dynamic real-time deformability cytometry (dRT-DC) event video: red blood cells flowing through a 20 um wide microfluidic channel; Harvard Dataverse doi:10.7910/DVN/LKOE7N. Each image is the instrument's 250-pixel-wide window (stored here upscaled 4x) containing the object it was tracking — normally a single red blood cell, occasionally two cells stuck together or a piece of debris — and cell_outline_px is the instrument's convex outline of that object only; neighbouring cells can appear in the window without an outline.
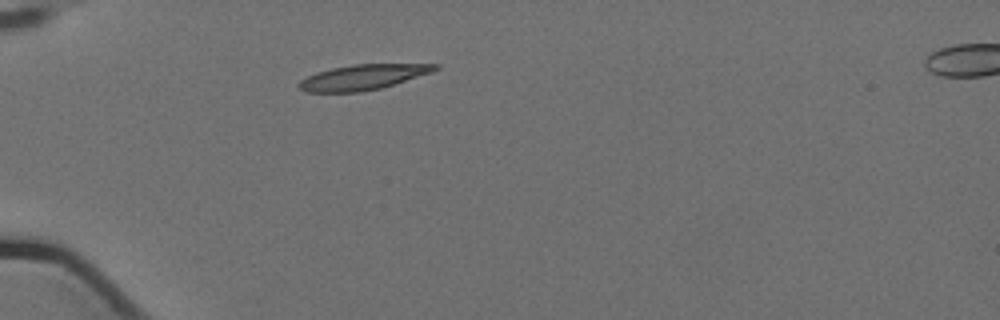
{"species": "Egyptian fruit bat (a non-hibernating species)", "species_latin": "Rousettus aegyptiacus", "temperature_condition": "cold", "stored_images_in_passage": 2, "camera_frame_rate_fps": 3000, "um_per_image_px": 0.085, "animal": {"sex": "female"}, "frame": {"image": 1, "passage_image": 2, "time_ms": 0.333, "image_size_px": [1000, 320], "cell_outline_px": [[440, 68], [432, 72], [380, 88], [360, 92], [304, 92], [296, 84], [300, 80], [316, 72], [332, 68], [352, 64], [440, 64]], "centroid_in_image_um": [30.82, 6.56], "position_along_channel_um": 54.2, "area_um2": 19.94}}